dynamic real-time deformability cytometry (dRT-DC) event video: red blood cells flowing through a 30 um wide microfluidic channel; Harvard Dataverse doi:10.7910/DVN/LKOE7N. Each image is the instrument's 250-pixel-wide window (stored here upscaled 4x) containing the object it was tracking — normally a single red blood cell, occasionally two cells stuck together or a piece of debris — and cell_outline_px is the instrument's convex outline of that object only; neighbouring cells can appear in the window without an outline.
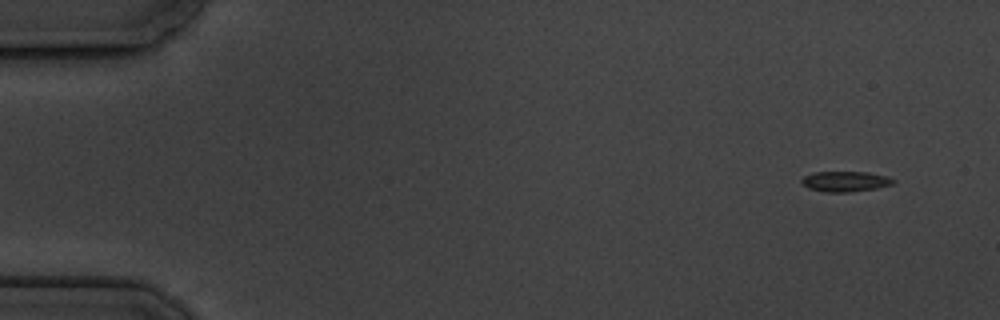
{"species": "common noctule bat (a hibernating species)", "species_latin": "Nyctalus noctula", "temperature_condition": "cold", "stored_images_in_passage": 6, "camera_frame_rate_fps": 3000, "um_per_image_px": 0.085, "animal": {"sex": "male", "body_mass_g": 19.5, "forearm_length_mm": 54.6}, "frame": {"image": 1, "passage_image": 1, "time_ms": 0.0, "image_size_px": [1000, 320], "cell_outline_px": [[896, 180], [892, 184], [876, 188], [848, 192], [824, 192], [808, 188], [800, 184], [800, 180], [804, 176], [812, 172], [868, 172], [884, 176]], "centroid_in_image_um": [71.77, 15.42], "position_along_channel_um": 13.2, "area_um2": 10.87}}
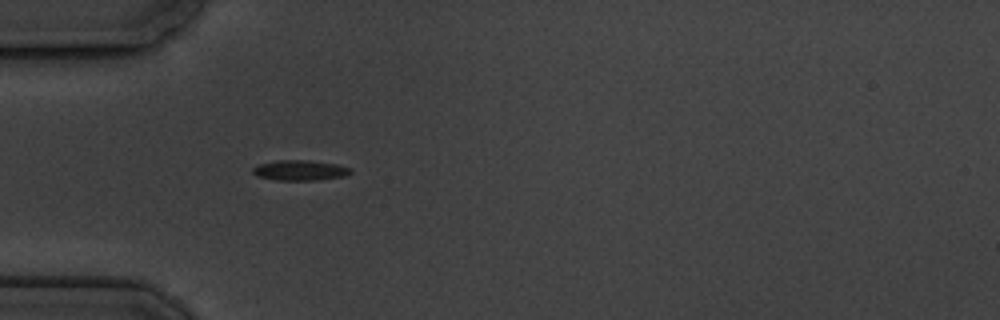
{"frame": {"image": 2, "passage_image": 5, "time_ms": 4.667, "image_size_px": [1000, 320], "cell_outline_px": [[352, 172], [344, 176], [316, 180], [276, 180], [256, 176], [252, 172], [252, 168], [260, 164], [276, 160], [308, 160], [336, 164], [352, 168]], "centroid_in_image_um": [25.49, 14.47], "position_along_channel_um": 59.5, "area_um2": 11.56}}